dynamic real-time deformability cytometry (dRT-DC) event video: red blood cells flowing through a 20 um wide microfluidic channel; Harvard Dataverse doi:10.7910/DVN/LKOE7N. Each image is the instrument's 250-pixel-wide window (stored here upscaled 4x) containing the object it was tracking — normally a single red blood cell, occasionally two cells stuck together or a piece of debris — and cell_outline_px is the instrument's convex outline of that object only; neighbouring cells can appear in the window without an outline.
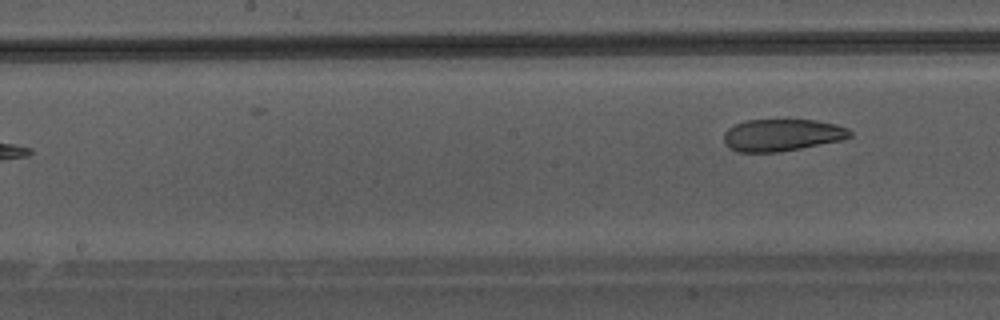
{"species": "Egyptian fruit bat (a non-hibernating species)", "species_latin": "Rousettus aegyptiacus", "temperature_condition": "warm", "stored_images_in_passage": 8, "segment_of_instrument_passage": [2, 2], "camera_frame_rate_fps": 3000, "um_per_image_px": 0.085, "animal": {"sex": "male"}, "frame": {"image": 1, "passage_image": 8, "time_ms": 2.333, "image_size_px": [1000, 320], "cell_outline_px": [[852, 136], [840, 140], [780, 152], [740, 152], [728, 148], [724, 144], [724, 132], [728, 128], [736, 124], [748, 120], [816, 120], [836, 124], [848, 128], [852, 132]], "centroid_in_image_um": [66.45, 11.48], "position_along_channel_um": 181.7, "area_um2": 23.52}}